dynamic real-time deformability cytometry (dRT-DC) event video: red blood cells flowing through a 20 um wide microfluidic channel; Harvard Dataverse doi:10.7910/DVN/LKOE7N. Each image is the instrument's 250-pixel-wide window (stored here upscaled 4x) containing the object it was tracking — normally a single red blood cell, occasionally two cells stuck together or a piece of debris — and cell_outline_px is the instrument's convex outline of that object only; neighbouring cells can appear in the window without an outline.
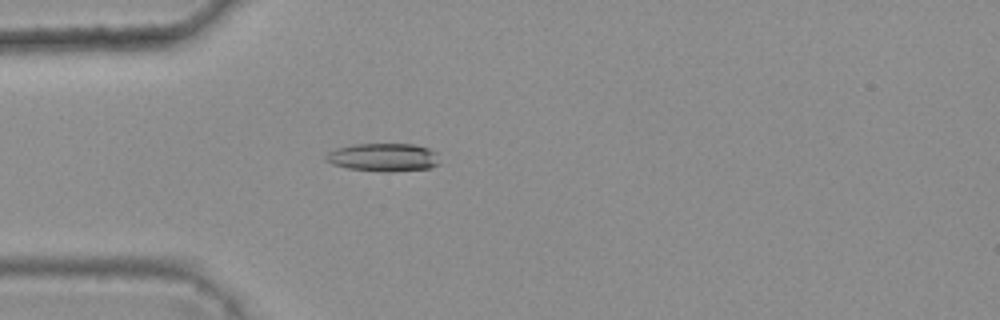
{"species": "common noctule bat (a hibernating species)", "species_latin": "Nyctalus noctula", "temperature_condition": "warm", "stored_images_in_passage": 3, "camera_frame_rate_fps": 3000, "um_per_image_px": 0.085, "animal": {"sex": "female", "body_mass_g": 25.1}, "frame": {"image": 1, "passage_image": 3, "time_ms": 0.667, "image_size_px": [1000, 320], "cell_outline_px": [[440, 164], [432, 168], [388, 172], [384, 172], [348, 168], [332, 164], [324, 160], [324, 156], [328, 152], [336, 148], [352, 144], [412, 144], [428, 148], [436, 152]], "centroid_in_image_um": [32.58, 13.37], "position_along_channel_um": 52.4, "area_um2": 18.84}}